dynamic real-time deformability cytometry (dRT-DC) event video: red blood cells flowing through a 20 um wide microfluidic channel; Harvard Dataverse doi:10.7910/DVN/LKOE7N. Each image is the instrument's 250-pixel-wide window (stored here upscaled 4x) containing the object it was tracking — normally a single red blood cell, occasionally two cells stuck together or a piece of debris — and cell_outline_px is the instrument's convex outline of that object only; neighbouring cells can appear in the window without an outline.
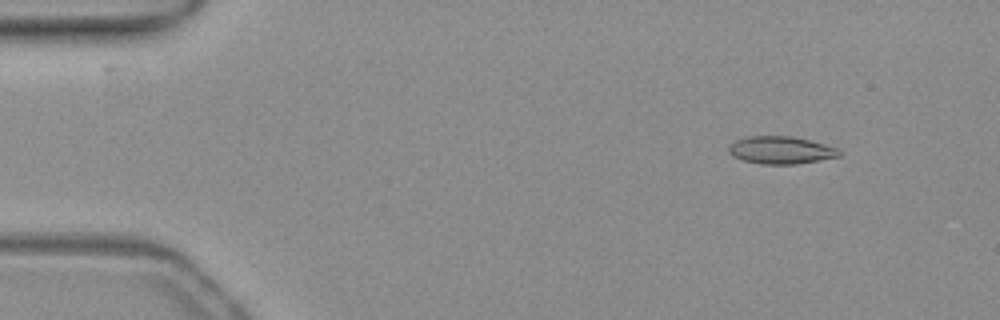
{"species": "common noctule bat (a hibernating species)", "species_latin": "Nyctalus noctula", "temperature_condition": "warm", "stored_images_in_passage": 53, "camera_frame_rate_fps": 3000, "um_per_image_px": 0.085, "animal": {"sex": "female", "body_mass_g": 19.3, "forearm_length_mm": 54.1}, "frame": {"image": 1, "passage_image": 6, "time_ms": 1.667, "image_size_px": [1000, 320], "cell_outline_px": [[840, 156], [796, 164], [764, 164], [744, 160], [732, 156], [728, 152], [728, 148], [736, 140], [748, 136], [792, 136], [840, 148]], "centroid_in_image_um": [66.38, 12.76], "position_along_channel_um": 18.6, "area_um2": 17.57}}
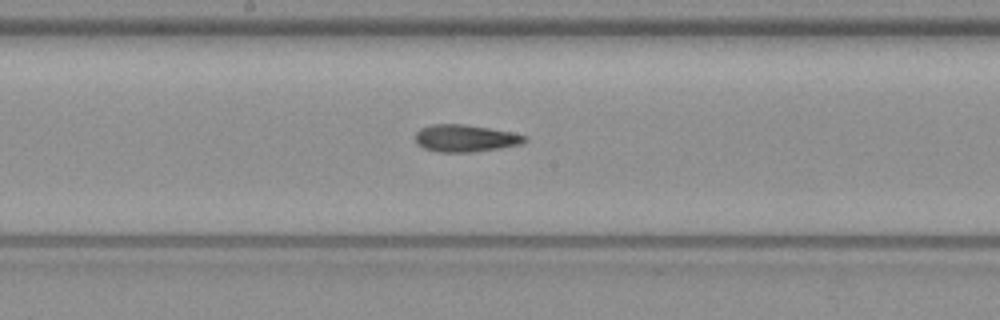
{"frame": {"image": 2, "passage_image": 28, "time_ms": 9.0, "image_size_px": [1000, 320], "cell_outline_px": [[528, 140], [524, 144], [476, 152], [436, 152], [424, 148], [416, 144], [416, 132], [420, 128], [432, 124], [464, 124], [512, 132], [528, 136]], "centroid_in_image_um": [39.58, 11.76], "position_along_channel_um": 208.6, "area_um2": 17.57}}
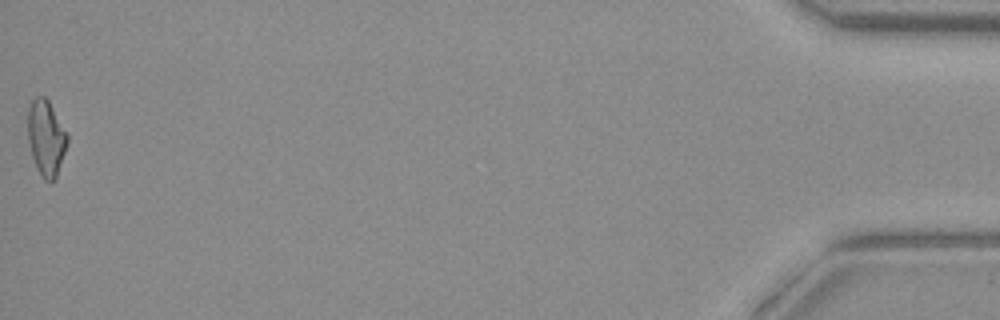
{"frame": {"image": 3, "passage_image": 53, "time_ms": 17.333, "image_size_px": [1000, 320], "cell_outline_px": [[68, 140], [56, 176], [52, 180], [44, 180], [36, 168], [32, 156], [28, 140], [28, 108], [32, 100], [36, 96], [44, 96], [48, 100], [68, 136]], "centroid_in_image_um": [3.89, 11.7], "position_along_channel_um": 431.3, "area_um2": 16.99}, "authors_computed_cell_mechanics": {"area_um2": 17.34, "velocity_mm_per_s": 3.9181, "shape_relaxation_time_tau1_ms": 9.129, "shape_relaxation_time_tau2_ms": 3.7095, "deformation_change_tau1": 0.2299, "deformation_change_tau2": 0.128}}